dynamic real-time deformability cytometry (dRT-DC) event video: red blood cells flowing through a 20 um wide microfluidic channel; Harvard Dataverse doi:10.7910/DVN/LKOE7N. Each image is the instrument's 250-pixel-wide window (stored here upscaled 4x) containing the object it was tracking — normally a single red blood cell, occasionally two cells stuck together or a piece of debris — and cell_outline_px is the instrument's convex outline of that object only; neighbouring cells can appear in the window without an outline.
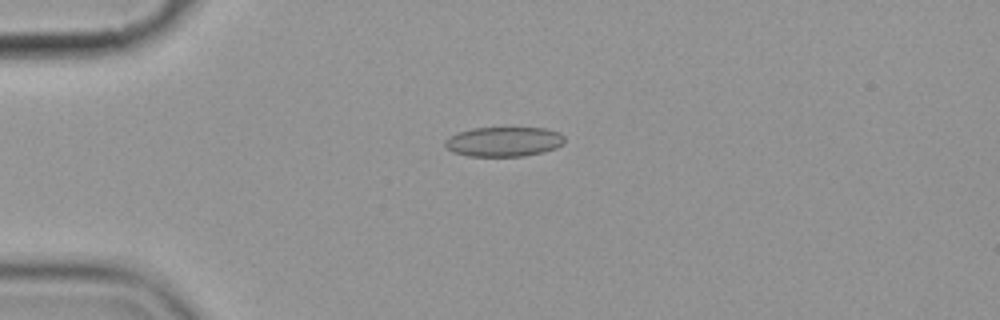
{"species": "common noctule bat (a hibernating species)", "species_latin": "Nyctalus noctula", "temperature_condition": "cold", "stored_images_in_passage": 3, "camera_frame_rate_fps": 3000, "um_per_image_px": 0.085, "animal": {"sex": "female", "body_mass_g": 19.9}, "frame": {"image": 1, "passage_image": 1, "time_ms": 0.0, "image_size_px": [1000, 320], "cell_outline_px": [[564, 144], [556, 148], [544, 152], [524, 156], [468, 156], [452, 152], [444, 144], [444, 140], [448, 136], [472, 128], [544, 128], [560, 132], [564, 136]], "centroid_in_image_um": [42.84, 12.04], "position_along_channel_um": 42.2, "area_um2": 20.81}}
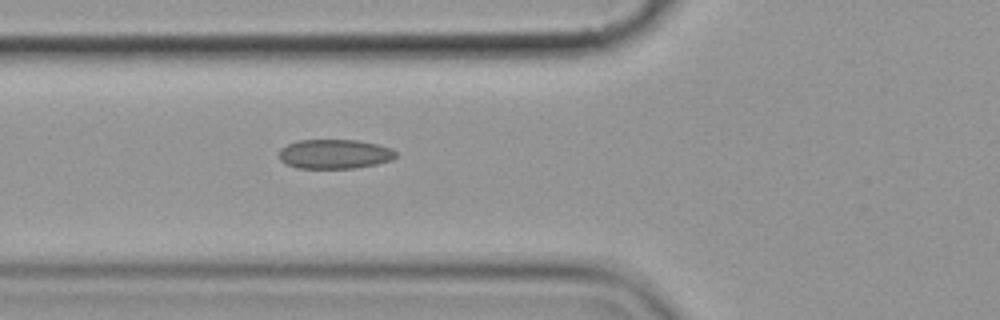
{"frame": {"image": 2, "passage_image": 3, "time_ms": 2.333, "image_size_px": [1000, 320], "cell_outline_px": [[396, 156], [392, 160], [376, 164], [356, 168], [296, 168], [284, 164], [280, 160], [280, 148], [288, 144], [300, 140], [356, 140], [376, 144], [392, 148], [396, 152]], "centroid_in_image_um": [28.43, 13.1], "position_along_channel_um": 97.4, "area_um2": 20.06}}